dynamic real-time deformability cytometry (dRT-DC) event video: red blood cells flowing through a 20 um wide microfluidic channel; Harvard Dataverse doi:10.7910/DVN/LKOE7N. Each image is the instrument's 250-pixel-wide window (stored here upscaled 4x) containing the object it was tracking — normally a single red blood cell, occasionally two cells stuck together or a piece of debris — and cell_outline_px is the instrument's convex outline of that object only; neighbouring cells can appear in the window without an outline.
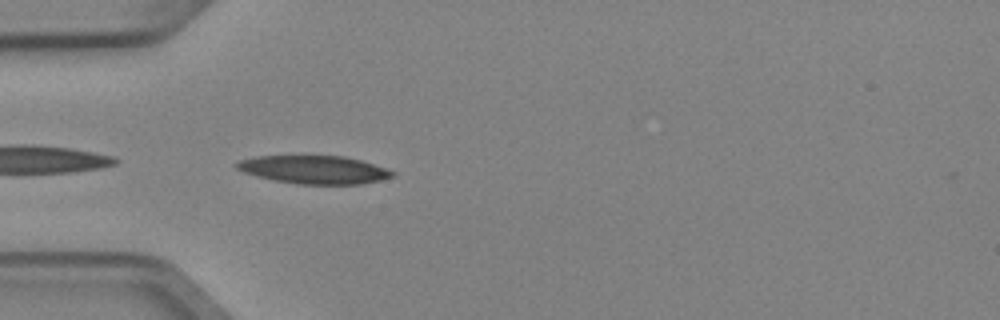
{"species": "Egyptian fruit bat (a non-hibernating species)", "species_latin": "Rousettus aegyptiacus", "temperature_condition": "cold", "stored_images_in_passage": 2, "camera_frame_rate_fps": 3000, "um_per_image_px": 0.085, "animal": {"sex": "female"}, "frame": {"image": 1, "passage_image": 2, "time_ms": 0.333, "image_size_px": [1000, 320], "cell_outline_px": [[396, 176], [380, 180], [360, 184], [296, 184], [276, 180], [244, 172], [236, 168], [236, 164], [240, 160], [256, 156], [344, 156], [360, 160], [396, 172]], "centroid_in_image_um": [26.74, 14.42], "position_along_channel_um": 58.3, "area_um2": 25.2}}